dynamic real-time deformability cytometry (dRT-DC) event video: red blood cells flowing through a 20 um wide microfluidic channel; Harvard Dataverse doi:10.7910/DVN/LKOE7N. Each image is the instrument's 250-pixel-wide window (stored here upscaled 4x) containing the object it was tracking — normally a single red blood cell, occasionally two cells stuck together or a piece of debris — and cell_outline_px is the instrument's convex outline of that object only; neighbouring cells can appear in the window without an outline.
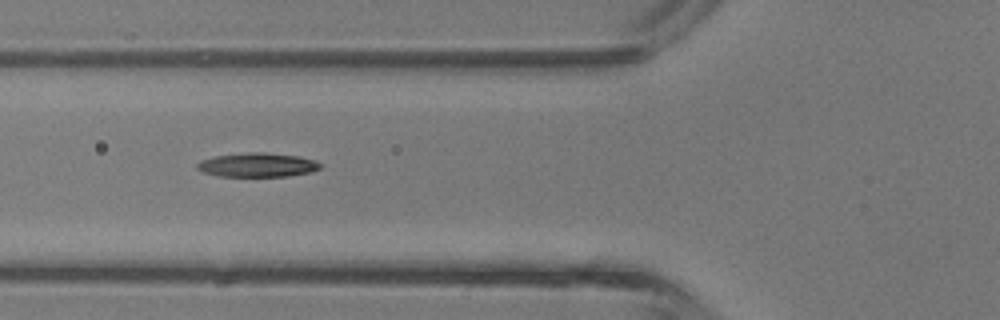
{"species": "common noctule bat (a hibernating species)", "species_latin": "Nyctalus noctula", "temperature_condition": "room temperature", "stored_images_in_passage": 29, "camera_frame_rate_fps": 3000, "um_per_image_px": 0.085, "animal": {"sex": "male", "body_mass_g": 13.3}, "frame": {"image": 1, "passage_image": 6, "time_ms": 1.667, "image_size_px": [1000, 320], "cell_outline_px": [[320, 168], [312, 172], [288, 176], [220, 176], [204, 172], [196, 168], [196, 164], [200, 160], [216, 156], [248, 152], [264, 152], [300, 156], [316, 160], [320, 164]], "centroid_in_image_um": [21.9, 14.01], "position_along_channel_um": 103.9, "area_um2": 17.28}}
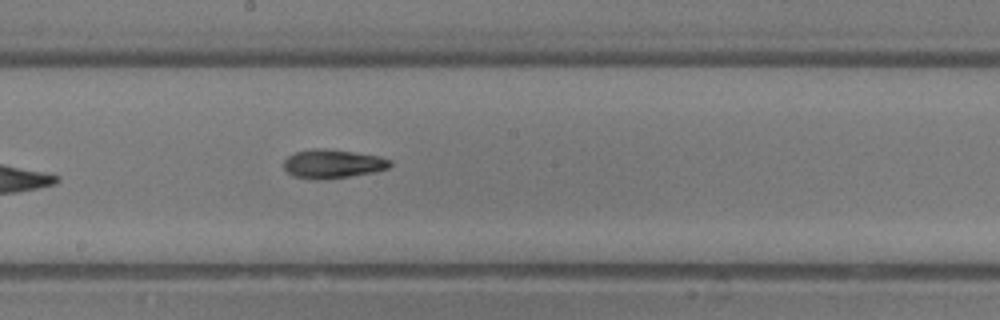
{"frame": {"image": 2, "passage_image": 13, "time_ms": 4.0, "image_size_px": [1000, 320], "cell_outline_px": [[392, 164], [388, 168], [372, 172], [324, 180], [316, 180], [296, 176], [288, 172], [284, 168], [284, 160], [288, 156], [296, 152], [312, 148], [324, 148], [380, 156], [392, 160]], "centroid_in_image_um": [28.28, 13.92], "position_along_channel_um": 219.9, "area_um2": 17.74}}
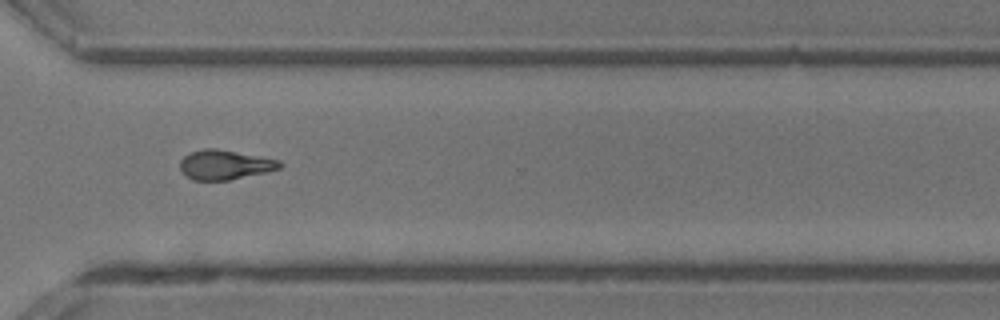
{"frame": {"image": 3, "passage_image": 21, "time_ms": 6.667, "image_size_px": [1000, 320], "cell_outline_px": [[284, 164], [280, 168], [264, 172], [228, 180], [192, 180], [184, 176], [180, 168], [180, 160], [184, 156], [192, 152], [204, 148], [216, 148], [280, 160]], "centroid_in_image_um": [19.08, 14.0], "position_along_channel_um": 351.5, "area_um2": 17.11}}